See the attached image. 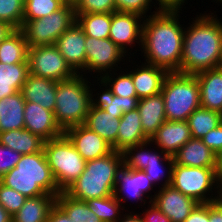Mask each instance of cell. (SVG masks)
<instances>
[{
    "label": "cell",
    "mask_w": 222,
    "mask_h": 222,
    "mask_svg": "<svg viewBox=\"0 0 222 222\" xmlns=\"http://www.w3.org/2000/svg\"><path fill=\"white\" fill-rule=\"evenodd\" d=\"M180 13L156 10L144 19L143 51L140 50L145 58L144 63L164 68L168 72L180 71L185 31L180 25Z\"/></svg>",
    "instance_id": "6da1fadb"
},
{
    "label": "cell",
    "mask_w": 222,
    "mask_h": 222,
    "mask_svg": "<svg viewBox=\"0 0 222 222\" xmlns=\"http://www.w3.org/2000/svg\"><path fill=\"white\" fill-rule=\"evenodd\" d=\"M200 13L184 31L180 73L196 74L222 66V21Z\"/></svg>",
    "instance_id": "7a4b0ae2"
},
{
    "label": "cell",
    "mask_w": 222,
    "mask_h": 222,
    "mask_svg": "<svg viewBox=\"0 0 222 222\" xmlns=\"http://www.w3.org/2000/svg\"><path fill=\"white\" fill-rule=\"evenodd\" d=\"M122 166L123 154L115 150L103 157L86 161L83 173L64 192L80 201L111 196Z\"/></svg>",
    "instance_id": "3957f363"
},
{
    "label": "cell",
    "mask_w": 222,
    "mask_h": 222,
    "mask_svg": "<svg viewBox=\"0 0 222 222\" xmlns=\"http://www.w3.org/2000/svg\"><path fill=\"white\" fill-rule=\"evenodd\" d=\"M0 182L27 198L61 193L47 163L44 151L22 155L17 165L0 178Z\"/></svg>",
    "instance_id": "277c9868"
},
{
    "label": "cell",
    "mask_w": 222,
    "mask_h": 222,
    "mask_svg": "<svg viewBox=\"0 0 222 222\" xmlns=\"http://www.w3.org/2000/svg\"><path fill=\"white\" fill-rule=\"evenodd\" d=\"M91 85L94 86L82 74H76L71 79L57 83L56 104L53 112L56 122L63 131L84 124L91 106V95L93 91H96L90 89Z\"/></svg>",
    "instance_id": "5b68a950"
},
{
    "label": "cell",
    "mask_w": 222,
    "mask_h": 222,
    "mask_svg": "<svg viewBox=\"0 0 222 222\" xmlns=\"http://www.w3.org/2000/svg\"><path fill=\"white\" fill-rule=\"evenodd\" d=\"M161 94L167 121H187L201 107L199 82L195 74L169 72Z\"/></svg>",
    "instance_id": "8992f818"
},
{
    "label": "cell",
    "mask_w": 222,
    "mask_h": 222,
    "mask_svg": "<svg viewBox=\"0 0 222 222\" xmlns=\"http://www.w3.org/2000/svg\"><path fill=\"white\" fill-rule=\"evenodd\" d=\"M171 175L170 185L198 203H212L222 199V180L216 167L182 166L174 162ZM212 190H215V196Z\"/></svg>",
    "instance_id": "52a82bcc"
},
{
    "label": "cell",
    "mask_w": 222,
    "mask_h": 222,
    "mask_svg": "<svg viewBox=\"0 0 222 222\" xmlns=\"http://www.w3.org/2000/svg\"><path fill=\"white\" fill-rule=\"evenodd\" d=\"M43 151L58 189L64 192L83 173L86 161L65 134L45 141Z\"/></svg>",
    "instance_id": "ba28073f"
},
{
    "label": "cell",
    "mask_w": 222,
    "mask_h": 222,
    "mask_svg": "<svg viewBox=\"0 0 222 222\" xmlns=\"http://www.w3.org/2000/svg\"><path fill=\"white\" fill-rule=\"evenodd\" d=\"M74 23V5L65 4L58 11L35 20H23L20 30L24 33L28 47L55 45L57 39Z\"/></svg>",
    "instance_id": "9c48e42d"
},
{
    "label": "cell",
    "mask_w": 222,
    "mask_h": 222,
    "mask_svg": "<svg viewBox=\"0 0 222 222\" xmlns=\"http://www.w3.org/2000/svg\"><path fill=\"white\" fill-rule=\"evenodd\" d=\"M28 62L29 73L37 77L59 82L76 75L55 45L29 47Z\"/></svg>",
    "instance_id": "30bf717a"
},
{
    "label": "cell",
    "mask_w": 222,
    "mask_h": 222,
    "mask_svg": "<svg viewBox=\"0 0 222 222\" xmlns=\"http://www.w3.org/2000/svg\"><path fill=\"white\" fill-rule=\"evenodd\" d=\"M86 52V73H97V77L101 78L102 74L117 71L126 53L114 44L109 38L98 39L86 36L85 41ZM116 68V69H115ZM109 69V70H108ZM91 71V72H90ZM100 74V77H98Z\"/></svg>",
    "instance_id": "8fae6325"
},
{
    "label": "cell",
    "mask_w": 222,
    "mask_h": 222,
    "mask_svg": "<svg viewBox=\"0 0 222 222\" xmlns=\"http://www.w3.org/2000/svg\"><path fill=\"white\" fill-rule=\"evenodd\" d=\"M153 186L154 184L147 178V174H145L143 170L129 169L123 164L118 171L113 195L121 205L128 200V198H130L129 200L137 199L136 202L140 200V203L143 201L145 205L147 202L146 198L143 199L144 195L147 197V200L149 199V203L155 198V195L151 194L150 196L149 194V192L153 190ZM123 194L126 197H124Z\"/></svg>",
    "instance_id": "7c38bea8"
},
{
    "label": "cell",
    "mask_w": 222,
    "mask_h": 222,
    "mask_svg": "<svg viewBox=\"0 0 222 222\" xmlns=\"http://www.w3.org/2000/svg\"><path fill=\"white\" fill-rule=\"evenodd\" d=\"M144 19L135 13L113 12L109 39L125 53L136 42L141 46ZM129 46L131 47L127 48Z\"/></svg>",
    "instance_id": "4fadbf2b"
},
{
    "label": "cell",
    "mask_w": 222,
    "mask_h": 222,
    "mask_svg": "<svg viewBox=\"0 0 222 222\" xmlns=\"http://www.w3.org/2000/svg\"><path fill=\"white\" fill-rule=\"evenodd\" d=\"M86 35L83 29L74 23L56 41L55 46L76 74H86ZM80 70V71H79Z\"/></svg>",
    "instance_id": "5bb4252c"
},
{
    "label": "cell",
    "mask_w": 222,
    "mask_h": 222,
    "mask_svg": "<svg viewBox=\"0 0 222 222\" xmlns=\"http://www.w3.org/2000/svg\"><path fill=\"white\" fill-rule=\"evenodd\" d=\"M171 222H183L199 204L195 199L184 195L171 185L160 188L152 201Z\"/></svg>",
    "instance_id": "9a60e30c"
},
{
    "label": "cell",
    "mask_w": 222,
    "mask_h": 222,
    "mask_svg": "<svg viewBox=\"0 0 222 222\" xmlns=\"http://www.w3.org/2000/svg\"><path fill=\"white\" fill-rule=\"evenodd\" d=\"M64 134L85 161L103 157L113 151L111 144L83 124L67 128Z\"/></svg>",
    "instance_id": "2e32d148"
},
{
    "label": "cell",
    "mask_w": 222,
    "mask_h": 222,
    "mask_svg": "<svg viewBox=\"0 0 222 222\" xmlns=\"http://www.w3.org/2000/svg\"><path fill=\"white\" fill-rule=\"evenodd\" d=\"M24 129L29 130L44 141H49L64 134L55 120L54 112L44 109L34 102L25 103Z\"/></svg>",
    "instance_id": "e0dca14e"
},
{
    "label": "cell",
    "mask_w": 222,
    "mask_h": 222,
    "mask_svg": "<svg viewBox=\"0 0 222 222\" xmlns=\"http://www.w3.org/2000/svg\"><path fill=\"white\" fill-rule=\"evenodd\" d=\"M192 138L187 121H165L150 138L164 153L173 156Z\"/></svg>",
    "instance_id": "ac0fdd59"
},
{
    "label": "cell",
    "mask_w": 222,
    "mask_h": 222,
    "mask_svg": "<svg viewBox=\"0 0 222 222\" xmlns=\"http://www.w3.org/2000/svg\"><path fill=\"white\" fill-rule=\"evenodd\" d=\"M136 66L138 68L130 70L129 73L132 76L137 98L143 99L161 93L164 80L169 72L148 63Z\"/></svg>",
    "instance_id": "d6986e66"
},
{
    "label": "cell",
    "mask_w": 222,
    "mask_h": 222,
    "mask_svg": "<svg viewBox=\"0 0 222 222\" xmlns=\"http://www.w3.org/2000/svg\"><path fill=\"white\" fill-rule=\"evenodd\" d=\"M199 82L201 107L222 114V66L195 74Z\"/></svg>",
    "instance_id": "ffe728a7"
},
{
    "label": "cell",
    "mask_w": 222,
    "mask_h": 222,
    "mask_svg": "<svg viewBox=\"0 0 222 222\" xmlns=\"http://www.w3.org/2000/svg\"><path fill=\"white\" fill-rule=\"evenodd\" d=\"M58 81L28 74L22 87L25 102H34L44 109L54 111Z\"/></svg>",
    "instance_id": "44dd1931"
},
{
    "label": "cell",
    "mask_w": 222,
    "mask_h": 222,
    "mask_svg": "<svg viewBox=\"0 0 222 222\" xmlns=\"http://www.w3.org/2000/svg\"><path fill=\"white\" fill-rule=\"evenodd\" d=\"M176 164L191 167H216V154L201 139L191 138L174 155Z\"/></svg>",
    "instance_id": "7402d4cb"
},
{
    "label": "cell",
    "mask_w": 222,
    "mask_h": 222,
    "mask_svg": "<svg viewBox=\"0 0 222 222\" xmlns=\"http://www.w3.org/2000/svg\"><path fill=\"white\" fill-rule=\"evenodd\" d=\"M137 109L140 114L144 134L150 139L166 121L165 104L161 93L139 99Z\"/></svg>",
    "instance_id": "603a6c76"
},
{
    "label": "cell",
    "mask_w": 222,
    "mask_h": 222,
    "mask_svg": "<svg viewBox=\"0 0 222 222\" xmlns=\"http://www.w3.org/2000/svg\"><path fill=\"white\" fill-rule=\"evenodd\" d=\"M120 118H116L111 113H107L102 108L90 106L86 116L84 126L112 145L113 150L117 151V134Z\"/></svg>",
    "instance_id": "cb8c5ba5"
},
{
    "label": "cell",
    "mask_w": 222,
    "mask_h": 222,
    "mask_svg": "<svg viewBox=\"0 0 222 222\" xmlns=\"http://www.w3.org/2000/svg\"><path fill=\"white\" fill-rule=\"evenodd\" d=\"M147 140L149 138L143 132L138 109L123 113L117 134V151L122 153L127 148Z\"/></svg>",
    "instance_id": "d4e9b609"
},
{
    "label": "cell",
    "mask_w": 222,
    "mask_h": 222,
    "mask_svg": "<svg viewBox=\"0 0 222 222\" xmlns=\"http://www.w3.org/2000/svg\"><path fill=\"white\" fill-rule=\"evenodd\" d=\"M100 80V81H99ZM99 81V82H98ZM97 83L103 86L102 94L96 93L91 95V105L97 108L104 109L107 113H111L116 118H121L123 113L129 112L137 108L139 99L137 97H120L112 93L111 89L100 78L97 79ZM105 90V91H104ZM99 95V96H98ZM98 98V99H97Z\"/></svg>",
    "instance_id": "484cf974"
},
{
    "label": "cell",
    "mask_w": 222,
    "mask_h": 222,
    "mask_svg": "<svg viewBox=\"0 0 222 222\" xmlns=\"http://www.w3.org/2000/svg\"><path fill=\"white\" fill-rule=\"evenodd\" d=\"M25 103L21 91L0 100V133L24 128Z\"/></svg>",
    "instance_id": "4316f807"
},
{
    "label": "cell",
    "mask_w": 222,
    "mask_h": 222,
    "mask_svg": "<svg viewBox=\"0 0 222 222\" xmlns=\"http://www.w3.org/2000/svg\"><path fill=\"white\" fill-rule=\"evenodd\" d=\"M55 203L56 196L47 193L37 197H29L12 216V222H47L49 212Z\"/></svg>",
    "instance_id": "83f0119b"
},
{
    "label": "cell",
    "mask_w": 222,
    "mask_h": 222,
    "mask_svg": "<svg viewBox=\"0 0 222 222\" xmlns=\"http://www.w3.org/2000/svg\"><path fill=\"white\" fill-rule=\"evenodd\" d=\"M44 142L39 136L24 128L0 133V144L22 155L42 151Z\"/></svg>",
    "instance_id": "f1b7e54d"
},
{
    "label": "cell",
    "mask_w": 222,
    "mask_h": 222,
    "mask_svg": "<svg viewBox=\"0 0 222 222\" xmlns=\"http://www.w3.org/2000/svg\"><path fill=\"white\" fill-rule=\"evenodd\" d=\"M29 74V63L0 62V100L22 90Z\"/></svg>",
    "instance_id": "f546056e"
},
{
    "label": "cell",
    "mask_w": 222,
    "mask_h": 222,
    "mask_svg": "<svg viewBox=\"0 0 222 222\" xmlns=\"http://www.w3.org/2000/svg\"><path fill=\"white\" fill-rule=\"evenodd\" d=\"M28 44L24 33L14 29L0 43V62L7 64L29 63Z\"/></svg>",
    "instance_id": "4dcf8cb0"
},
{
    "label": "cell",
    "mask_w": 222,
    "mask_h": 222,
    "mask_svg": "<svg viewBox=\"0 0 222 222\" xmlns=\"http://www.w3.org/2000/svg\"><path fill=\"white\" fill-rule=\"evenodd\" d=\"M150 144L152 145L153 142L149 139L150 160L148 162V165L143 169V171L145 174H147V178L154 185H156L158 181L160 180L162 181L164 179V182L160 184L161 187L159 186V188H163L164 186L171 184V176H172L171 173L174 163L173 156L164 153L161 149L159 151V148L157 150L158 152H156L155 150L154 152L151 151L152 149ZM164 164L165 166L167 165V169L164 166ZM165 172H167L168 175L167 174L165 175Z\"/></svg>",
    "instance_id": "1f68e13d"
},
{
    "label": "cell",
    "mask_w": 222,
    "mask_h": 222,
    "mask_svg": "<svg viewBox=\"0 0 222 222\" xmlns=\"http://www.w3.org/2000/svg\"><path fill=\"white\" fill-rule=\"evenodd\" d=\"M76 22L83 29L86 36L107 39L110 33L112 13L76 14Z\"/></svg>",
    "instance_id": "d6a6232c"
},
{
    "label": "cell",
    "mask_w": 222,
    "mask_h": 222,
    "mask_svg": "<svg viewBox=\"0 0 222 222\" xmlns=\"http://www.w3.org/2000/svg\"><path fill=\"white\" fill-rule=\"evenodd\" d=\"M222 122V114L203 107L197 108L187 119L193 138L201 139L210 130L215 129Z\"/></svg>",
    "instance_id": "836d02e7"
},
{
    "label": "cell",
    "mask_w": 222,
    "mask_h": 222,
    "mask_svg": "<svg viewBox=\"0 0 222 222\" xmlns=\"http://www.w3.org/2000/svg\"><path fill=\"white\" fill-rule=\"evenodd\" d=\"M56 204L73 222H103L90 210L86 201L76 200L65 192L56 197Z\"/></svg>",
    "instance_id": "e575fe53"
},
{
    "label": "cell",
    "mask_w": 222,
    "mask_h": 222,
    "mask_svg": "<svg viewBox=\"0 0 222 222\" xmlns=\"http://www.w3.org/2000/svg\"><path fill=\"white\" fill-rule=\"evenodd\" d=\"M86 202L90 210L103 222H117L121 213L123 214L120 210L126 208L121 205L114 195L89 199Z\"/></svg>",
    "instance_id": "d590c367"
},
{
    "label": "cell",
    "mask_w": 222,
    "mask_h": 222,
    "mask_svg": "<svg viewBox=\"0 0 222 222\" xmlns=\"http://www.w3.org/2000/svg\"><path fill=\"white\" fill-rule=\"evenodd\" d=\"M64 0H25L23 20H35L46 17L61 9Z\"/></svg>",
    "instance_id": "8d00e7d4"
},
{
    "label": "cell",
    "mask_w": 222,
    "mask_h": 222,
    "mask_svg": "<svg viewBox=\"0 0 222 222\" xmlns=\"http://www.w3.org/2000/svg\"><path fill=\"white\" fill-rule=\"evenodd\" d=\"M100 79L108 85L112 93L116 96L137 97L132 81V76L129 72L124 73L123 71L122 74L119 73L118 75L115 71H112V73L108 72L105 75H102Z\"/></svg>",
    "instance_id": "74e56055"
},
{
    "label": "cell",
    "mask_w": 222,
    "mask_h": 222,
    "mask_svg": "<svg viewBox=\"0 0 222 222\" xmlns=\"http://www.w3.org/2000/svg\"><path fill=\"white\" fill-rule=\"evenodd\" d=\"M25 0H0V21L7 23L13 29L23 25Z\"/></svg>",
    "instance_id": "f35d334b"
},
{
    "label": "cell",
    "mask_w": 222,
    "mask_h": 222,
    "mask_svg": "<svg viewBox=\"0 0 222 222\" xmlns=\"http://www.w3.org/2000/svg\"><path fill=\"white\" fill-rule=\"evenodd\" d=\"M148 146L149 140L127 148L122 152L123 164L129 169L143 170L150 160Z\"/></svg>",
    "instance_id": "ab89813d"
},
{
    "label": "cell",
    "mask_w": 222,
    "mask_h": 222,
    "mask_svg": "<svg viewBox=\"0 0 222 222\" xmlns=\"http://www.w3.org/2000/svg\"><path fill=\"white\" fill-rule=\"evenodd\" d=\"M27 197L0 182V204L10 214L14 215L25 203Z\"/></svg>",
    "instance_id": "60d3db41"
},
{
    "label": "cell",
    "mask_w": 222,
    "mask_h": 222,
    "mask_svg": "<svg viewBox=\"0 0 222 222\" xmlns=\"http://www.w3.org/2000/svg\"><path fill=\"white\" fill-rule=\"evenodd\" d=\"M74 9L76 14L113 13L116 11L114 0H79Z\"/></svg>",
    "instance_id": "b9f144b4"
},
{
    "label": "cell",
    "mask_w": 222,
    "mask_h": 222,
    "mask_svg": "<svg viewBox=\"0 0 222 222\" xmlns=\"http://www.w3.org/2000/svg\"><path fill=\"white\" fill-rule=\"evenodd\" d=\"M116 11L135 13L144 18L151 9L153 1L152 0H114ZM151 6V7H149Z\"/></svg>",
    "instance_id": "7bdbcfd3"
},
{
    "label": "cell",
    "mask_w": 222,
    "mask_h": 222,
    "mask_svg": "<svg viewBox=\"0 0 222 222\" xmlns=\"http://www.w3.org/2000/svg\"><path fill=\"white\" fill-rule=\"evenodd\" d=\"M22 154L0 144V178L13 169Z\"/></svg>",
    "instance_id": "ee69618b"
},
{
    "label": "cell",
    "mask_w": 222,
    "mask_h": 222,
    "mask_svg": "<svg viewBox=\"0 0 222 222\" xmlns=\"http://www.w3.org/2000/svg\"><path fill=\"white\" fill-rule=\"evenodd\" d=\"M201 140L217 154L222 149V122L215 129L210 130Z\"/></svg>",
    "instance_id": "f6af8a7d"
},
{
    "label": "cell",
    "mask_w": 222,
    "mask_h": 222,
    "mask_svg": "<svg viewBox=\"0 0 222 222\" xmlns=\"http://www.w3.org/2000/svg\"><path fill=\"white\" fill-rule=\"evenodd\" d=\"M140 213L144 222H171V220L163 214L153 202L150 203L147 209Z\"/></svg>",
    "instance_id": "bcb514c9"
},
{
    "label": "cell",
    "mask_w": 222,
    "mask_h": 222,
    "mask_svg": "<svg viewBox=\"0 0 222 222\" xmlns=\"http://www.w3.org/2000/svg\"><path fill=\"white\" fill-rule=\"evenodd\" d=\"M183 222H210L209 203H199Z\"/></svg>",
    "instance_id": "7dc6e473"
},
{
    "label": "cell",
    "mask_w": 222,
    "mask_h": 222,
    "mask_svg": "<svg viewBox=\"0 0 222 222\" xmlns=\"http://www.w3.org/2000/svg\"><path fill=\"white\" fill-rule=\"evenodd\" d=\"M157 1L159 4V7L157 8L156 5V9L159 12H180L182 11V5L184 6V3L187 0H155Z\"/></svg>",
    "instance_id": "c3c4849f"
},
{
    "label": "cell",
    "mask_w": 222,
    "mask_h": 222,
    "mask_svg": "<svg viewBox=\"0 0 222 222\" xmlns=\"http://www.w3.org/2000/svg\"><path fill=\"white\" fill-rule=\"evenodd\" d=\"M47 222H73L67 214L55 203L51 208Z\"/></svg>",
    "instance_id": "681fc988"
},
{
    "label": "cell",
    "mask_w": 222,
    "mask_h": 222,
    "mask_svg": "<svg viewBox=\"0 0 222 222\" xmlns=\"http://www.w3.org/2000/svg\"><path fill=\"white\" fill-rule=\"evenodd\" d=\"M209 221L222 222V199L209 203Z\"/></svg>",
    "instance_id": "f907efd6"
},
{
    "label": "cell",
    "mask_w": 222,
    "mask_h": 222,
    "mask_svg": "<svg viewBox=\"0 0 222 222\" xmlns=\"http://www.w3.org/2000/svg\"><path fill=\"white\" fill-rule=\"evenodd\" d=\"M132 213L131 212L129 214L125 213V215L123 214V216L121 214L120 215L121 219L119 218L117 222H144L141 214H137V213L135 214L134 212H132Z\"/></svg>",
    "instance_id": "816d5d0a"
},
{
    "label": "cell",
    "mask_w": 222,
    "mask_h": 222,
    "mask_svg": "<svg viewBox=\"0 0 222 222\" xmlns=\"http://www.w3.org/2000/svg\"><path fill=\"white\" fill-rule=\"evenodd\" d=\"M14 30L7 23L0 21V43L4 40V38Z\"/></svg>",
    "instance_id": "f5cc1de1"
},
{
    "label": "cell",
    "mask_w": 222,
    "mask_h": 222,
    "mask_svg": "<svg viewBox=\"0 0 222 222\" xmlns=\"http://www.w3.org/2000/svg\"><path fill=\"white\" fill-rule=\"evenodd\" d=\"M216 170L222 180V149L216 154Z\"/></svg>",
    "instance_id": "db71d44e"
},
{
    "label": "cell",
    "mask_w": 222,
    "mask_h": 222,
    "mask_svg": "<svg viewBox=\"0 0 222 222\" xmlns=\"http://www.w3.org/2000/svg\"><path fill=\"white\" fill-rule=\"evenodd\" d=\"M0 222H12V215H10L1 204H0Z\"/></svg>",
    "instance_id": "11a10c76"
},
{
    "label": "cell",
    "mask_w": 222,
    "mask_h": 222,
    "mask_svg": "<svg viewBox=\"0 0 222 222\" xmlns=\"http://www.w3.org/2000/svg\"><path fill=\"white\" fill-rule=\"evenodd\" d=\"M79 0H64V2L66 4H72V5H75Z\"/></svg>",
    "instance_id": "9f6ffc18"
},
{
    "label": "cell",
    "mask_w": 222,
    "mask_h": 222,
    "mask_svg": "<svg viewBox=\"0 0 222 222\" xmlns=\"http://www.w3.org/2000/svg\"><path fill=\"white\" fill-rule=\"evenodd\" d=\"M215 1H216V3L219 2L222 4V0H213V2H215Z\"/></svg>",
    "instance_id": "6f0895ef"
}]
</instances>
